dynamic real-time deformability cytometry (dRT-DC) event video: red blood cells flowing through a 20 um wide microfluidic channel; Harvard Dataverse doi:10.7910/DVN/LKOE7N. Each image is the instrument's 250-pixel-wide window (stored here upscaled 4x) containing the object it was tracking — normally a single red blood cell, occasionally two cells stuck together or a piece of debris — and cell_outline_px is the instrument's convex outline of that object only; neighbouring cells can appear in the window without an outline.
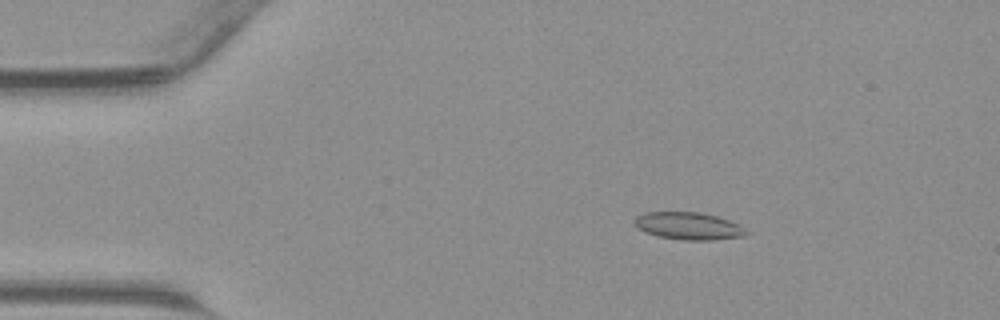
{"species": "common noctule bat (a hibernating species)", "species_latin": "Nyctalus noctula", "temperature_condition": "warm", "stored_images_in_passage": 39, "camera_frame_rate_fps": 3000, "um_per_image_px": 0.085, "animal": {"sex": "male", "body_mass_g": 23.1, "forearm_length_mm": 52.7}, "frame": {"image": 1, "passage_image": 2, "time_ms": 0.333, "image_size_px": [1000, 320], "cell_outline_px": [[748, 232], [744, 236], [716, 240], [680, 240], [656, 236], [644, 232], [636, 228], [632, 224], [636, 216], [648, 212], [700, 212], [716, 216], [728, 220], [744, 228]], "centroid_in_image_um": [58.46, 19.22], "position_along_channel_um": 26.5, "area_um2": 17.98}}
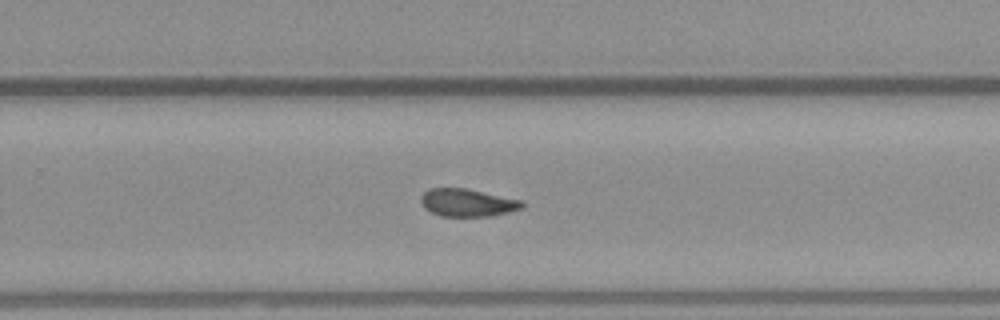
{"frame": {"image": 2, "passage_image": 23, "time_ms": 7.333, "image_size_px": [1000, 320], "cell_outline_px": [[524, 204], [520, 208], [508, 212], [488, 216], [440, 216], [424, 208], [420, 200], [420, 196], [428, 188], [464, 188], [520, 200]], "centroid_in_image_um": [39.65, 17.22], "position_along_channel_um": 290.1, "area_um2": 16.07}}
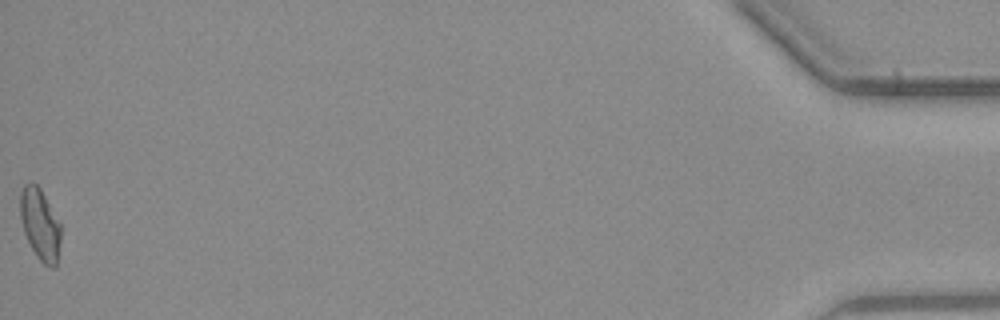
{"frame": {"image": 3, "passage_image": 39, "time_ms": 12.667, "image_size_px": [1000, 320], "cell_outline_px": [[60, 240], [56, 268], [52, 268], [44, 264], [36, 256], [24, 232], [20, 216], [20, 192], [24, 184], [32, 180], [40, 188], [60, 220]], "centroid_in_image_um": [3.41, 19.04], "position_along_channel_um": 431.8, "area_um2": 17.05}}